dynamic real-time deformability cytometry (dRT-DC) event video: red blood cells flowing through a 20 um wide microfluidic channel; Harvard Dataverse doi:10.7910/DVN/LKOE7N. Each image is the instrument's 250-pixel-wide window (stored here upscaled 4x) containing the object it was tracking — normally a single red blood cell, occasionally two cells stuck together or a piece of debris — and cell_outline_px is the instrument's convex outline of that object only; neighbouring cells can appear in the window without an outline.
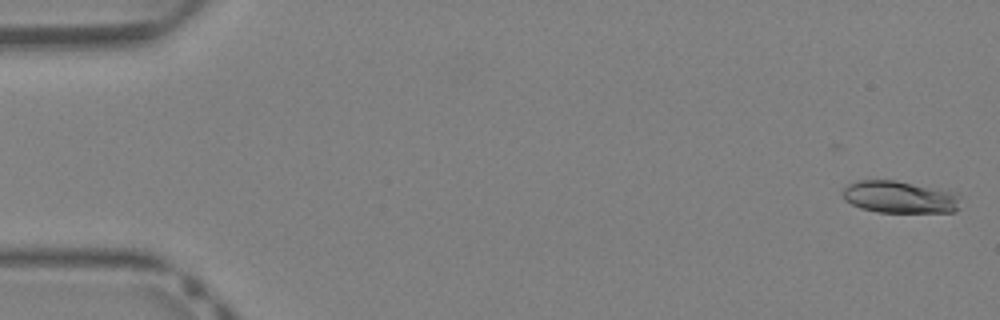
{"species": "Egyptian fruit bat (a non-hibernating species)", "species_latin": "Rousettus aegyptiacus", "temperature_condition": "warm", "stored_images_in_passage": 41, "camera_frame_rate_fps": 3000, "um_per_image_px": 0.085, "animal": {"sex": "female"}, "frame": {"image": 1, "passage_image": 1, "time_ms": 0.0, "image_size_px": [1000, 320], "cell_outline_px": [[960, 196], [956, 212], [876, 212], [860, 208], [844, 200], [844, 188], [848, 184], [856, 180], [892, 180], [956, 192]], "centroid_in_image_um": [76.46, 16.75], "position_along_channel_um": 8.5, "area_um2": 21.96}}
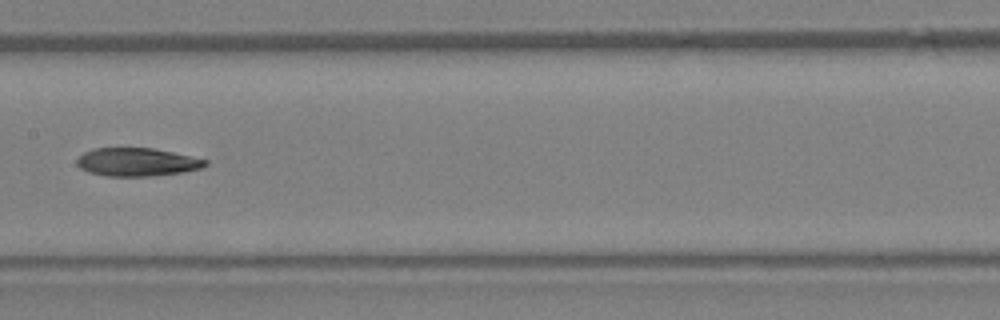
{"frame": {"image": 2, "passage_image": 21, "time_ms": 6.667, "image_size_px": [1000, 320], "cell_outline_px": [[208, 164], [200, 168], [184, 172], [148, 176], [108, 176], [88, 172], [80, 168], [76, 164], [76, 160], [84, 152], [92, 148], [152, 148], [172, 152], [208, 160]], "centroid_in_image_um": [11.62, 13.77], "position_along_channel_um": 195.8, "area_um2": 21.04}}
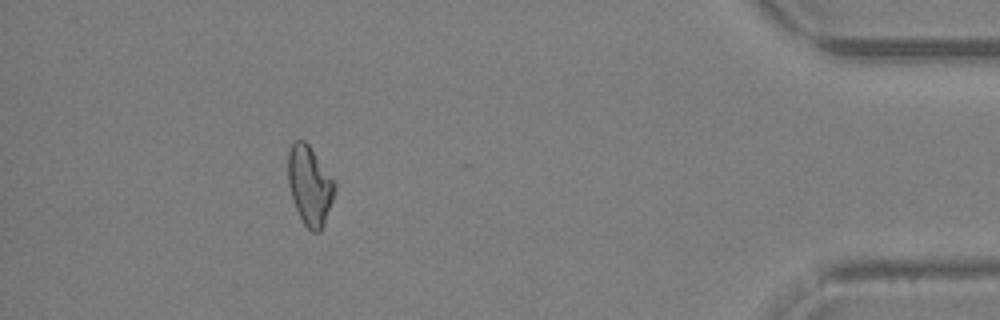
{"frame": {"image": 3, "passage_image": 37, "time_ms": 12.0, "image_size_px": [1000, 320], "cell_outline_px": [[336, 188], [324, 224], [320, 232], [312, 232], [304, 224], [296, 208], [288, 184], [288, 152], [292, 144], [296, 140], [304, 140], [308, 144], [336, 180]], "centroid_in_image_um": [26.34, 15.74], "position_along_channel_um": 408.9, "area_um2": 21.5}}